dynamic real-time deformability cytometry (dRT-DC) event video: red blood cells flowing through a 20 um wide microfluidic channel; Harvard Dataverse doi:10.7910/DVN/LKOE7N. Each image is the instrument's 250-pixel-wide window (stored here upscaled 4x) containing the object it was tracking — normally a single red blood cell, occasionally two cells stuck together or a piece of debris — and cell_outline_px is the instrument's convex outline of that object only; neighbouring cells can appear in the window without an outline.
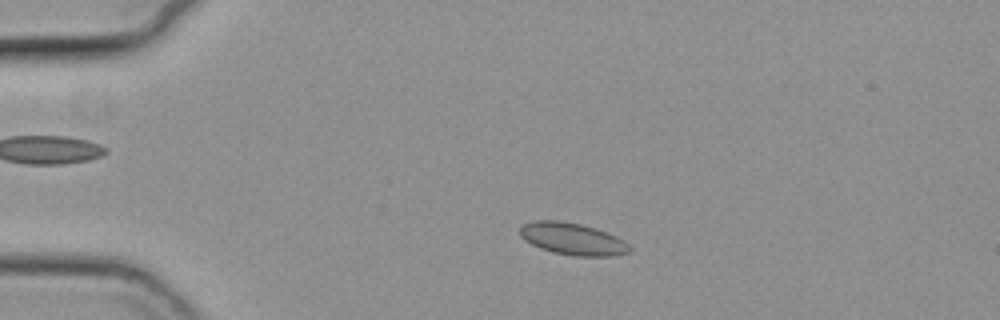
{"species": "common noctule bat (a hibernating species)", "species_latin": "Nyctalus noctula", "temperature_condition": "cold", "stored_images_in_passage": 45, "camera_frame_rate_fps": 3000, "um_per_image_px": 0.085, "animal": {"sex": "female", "body_mass_g": 19.3, "forearm_length_mm": 54.1}, "frame": {"image": 1, "passage_image": 1, "time_ms": 0.0, "image_size_px": [1000, 320], "cell_outline_px": [[632, 248], [628, 252], [612, 256], [572, 256], [552, 252], [540, 248], [524, 240], [520, 236], [520, 224], [536, 220], [560, 220], [580, 224], [616, 236], [624, 240]], "centroid_in_image_um": [48.62, 20.31], "position_along_channel_um": 36.4, "area_um2": 20.46}}
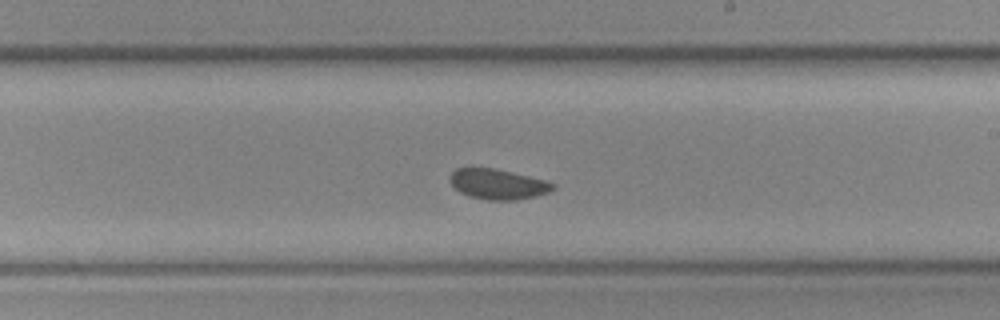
{"frame": {"image": 2, "passage_image": 22, "time_ms": 7.0, "image_size_px": [1000, 320], "cell_outline_px": [[556, 188], [548, 192], [536, 196], [516, 200], [488, 200], [468, 196], [452, 188], [448, 180], [452, 172], [456, 168], [496, 168], [544, 180], [556, 184]], "centroid_in_image_um": [42.28, 15.66], "position_along_channel_um": 246.7, "area_um2": 18.32}}
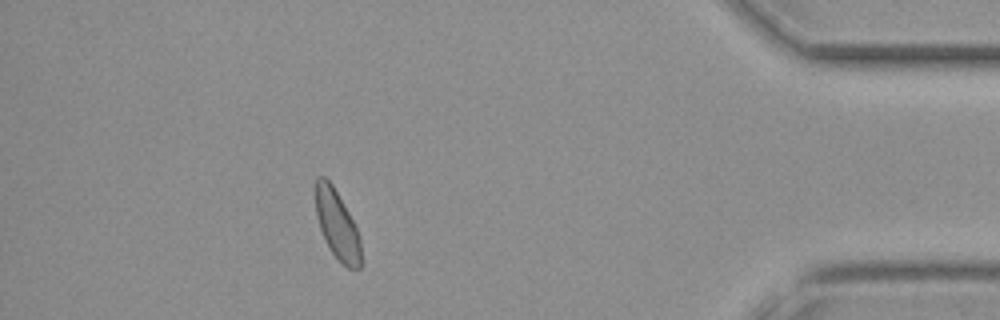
{"frame": {"image": 3, "passage_image": 39, "time_ms": 12.667, "image_size_px": [1000, 320], "cell_outline_px": [[360, 268], [348, 268], [332, 252], [324, 240], [316, 216], [316, 176], [324, 176], [332, 184], [348, 212], [356, 228], [360, 240]], "centroid_in_image_um": [28.63, 19.08], "position_along_channel_um": 406.6, "area_um2": 17.74}, "authors_computed_cell_mechanics": {"area_um2": 19.074, "velocity_mm_per_s": 3.6824, "shape_relaxation_time_tau1_ms": null, "shape_relaxation_time_tau2_ms": 1.6923, "deformation_change_tau1": null, "deformation_change_tau2": 0.039}}